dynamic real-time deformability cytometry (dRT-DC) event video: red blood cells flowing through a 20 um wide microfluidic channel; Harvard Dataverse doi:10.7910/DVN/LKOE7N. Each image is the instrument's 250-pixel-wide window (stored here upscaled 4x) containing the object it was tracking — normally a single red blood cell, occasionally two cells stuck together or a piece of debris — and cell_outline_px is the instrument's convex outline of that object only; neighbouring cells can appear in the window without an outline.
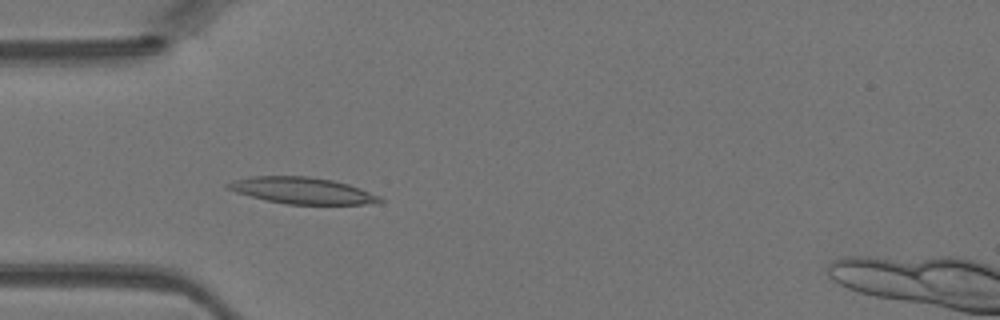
{"species": "Egyptian fruit bat (a non-hibernating species)", "species_latin": "Rousettus aegyptiacus", "temperature_condition": "warm", "stored_images_in_passage": 43, "camera_frame_rate_fps": 3000, "um_per_image_px": 0.085, "animal": {"sex": "female"}, "frame": {"image": 1, "passage_image": 12, "time_ms": 3.667, "image_size_px": [1000, 320], "cell_outline_px": [[384, 200], [364, 204], [288, 204], [268, 200], [236, 192], [224, 188], [224, 184], [236, 180], [252, 176], [308, 176], [332, 180], [348, 184], [360, 188], [380, 196]], "centroid_in_image_um": [25.66, 16.19], "position_along_channel_um": 59.3, "area_um2": 23.12}}
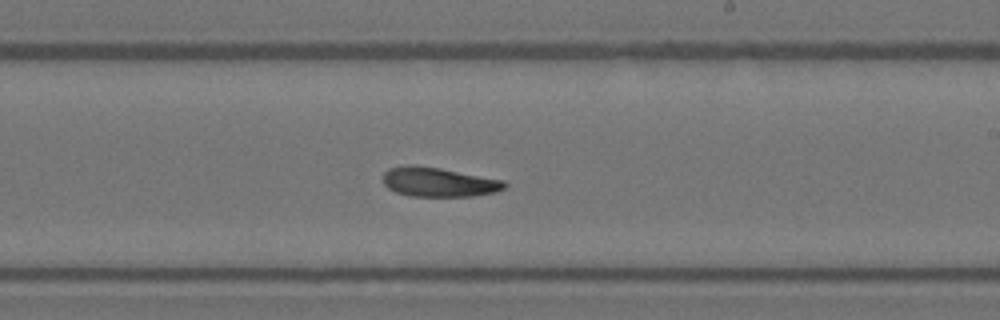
{"frame": {"image": 2, "passage_image": 25, "time_ms": 8.0, "image_size_px": [1000, 320], "cell_outline_px": [[508, 184], [504, 188], [496, 192], [472, 196], [408, 196], [396, 192], [388, 188], [384, 184], [384, 172], [388, 168], [408, 164], [440, 168], [504, 180]], "centroid_in_image_um": [37.28, 15.47], "position_along_channel_um": 251.7, "area_um2": 20.81}}
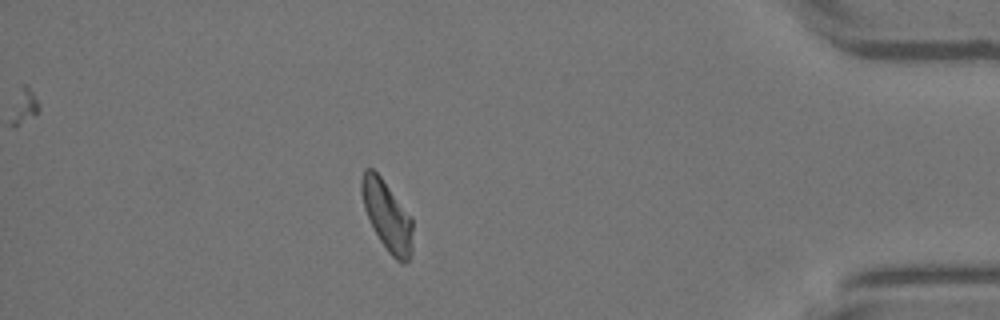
{"frame": {"image": 3, "passage_image": 38, "time_ms": 12.333, "image_size_px": [1000, 320], "cell_outline_px": [[412, 252], [408, 260], [400, 264], [388, 252], [380, 240], [364, 208], [360, 188], [360, 180], [364, 168], [372, 168], [380, 176], [412, 220]], "centroid_in_image_um": [32.88, 18.35], "position_along_channel_um": 402.3, "area_um2": 20.29}}